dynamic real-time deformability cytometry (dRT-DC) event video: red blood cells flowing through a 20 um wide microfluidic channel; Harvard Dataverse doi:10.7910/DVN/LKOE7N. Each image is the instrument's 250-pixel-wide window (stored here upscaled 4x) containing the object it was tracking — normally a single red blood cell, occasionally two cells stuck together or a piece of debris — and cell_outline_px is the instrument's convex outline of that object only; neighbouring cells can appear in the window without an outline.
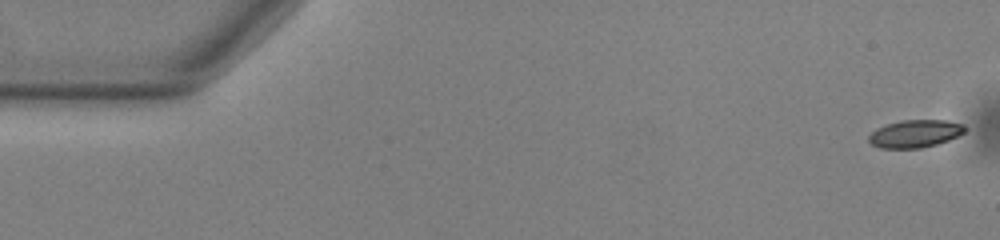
{"species": "common noctule bat (a hibernating species)", "species_latin": "Nyctalus noctula", "temperature_condition": "warm", "stored_images_in_passage": 54, "camera_frame_rate_fps": 3000, "um_per_image_px": 0.085, "animal": {"sex": "male", "body_mass_g": 13.0, "forearm_length_mm": 53.1}, "frame": {"image": 1, "passage_image": 1, "time_ms": 0.0, "image_size_px": [1000, 240], "cell_outline_px": [[964, 132], [948, 140], [936, 144], [920, 148], [880, 148], [872, 144], [868, 140], [868, 136], [876, 128], [900, 120], [944, 120], [964, 124]], "centroid_in_image_um": [77.75, 11.36], "position_along_channel_um": 7.3, "area_um2": 15.32}}
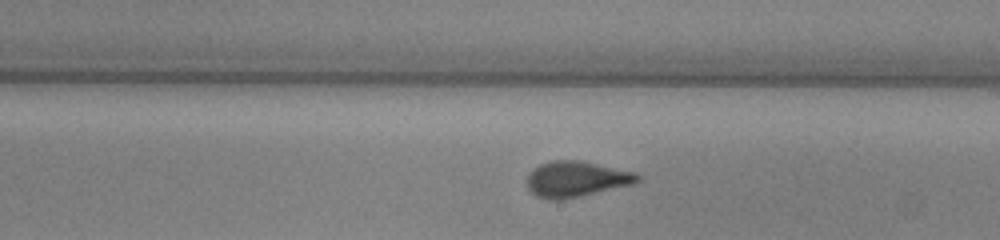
{"frame": {"image": 2, "passage_image": 31, "time_ms": 10.0, "image_size_px": [1000, 240], "cell_outline_px": [[640, 180], [632, 184], [580, 196], [556, 200], [536, 196], [528, 188], [528, 172], [540, 164], [552, 160], [580, 160], [636, 172], [640, 176]], "centroid_in_image_um": [48.98, 15.2], "position_along_channel_um": 240.0, "area_um2": 22.77}}
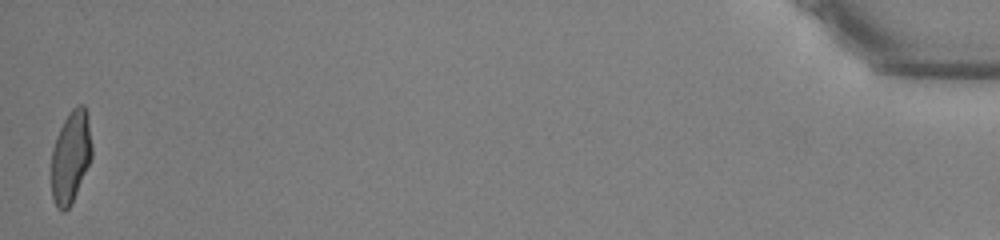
{"frame": {"image": 3, "passage_image": 54, "time_ms": 17.667, "image_size_px": [1000, 240], "cell_outline_px": [[92, 156], [72, 204], [64, 212], [56, 208], [52, 196], [52, 148], [56, 136], [68, 112], [72, 108], [80, 104], [84, 104], [88, 112], [92, 144]], "centroid_in_image_um": [6.02, 13.3], "position_along_channel_um": 429.2, "area_um2": 22.02}, "authors_computed_cell_mechanics": {"area_um2": 22.0796, "velocity_mm_per_s": 3.7944, "shape_relaxation_time_tau1_ms": 4.811, "shape_relaxation_time_tau2_ms": 0.9503, "deformation_change_tau1": 0.1778, "deformation_change_tau2": 0.0766}}